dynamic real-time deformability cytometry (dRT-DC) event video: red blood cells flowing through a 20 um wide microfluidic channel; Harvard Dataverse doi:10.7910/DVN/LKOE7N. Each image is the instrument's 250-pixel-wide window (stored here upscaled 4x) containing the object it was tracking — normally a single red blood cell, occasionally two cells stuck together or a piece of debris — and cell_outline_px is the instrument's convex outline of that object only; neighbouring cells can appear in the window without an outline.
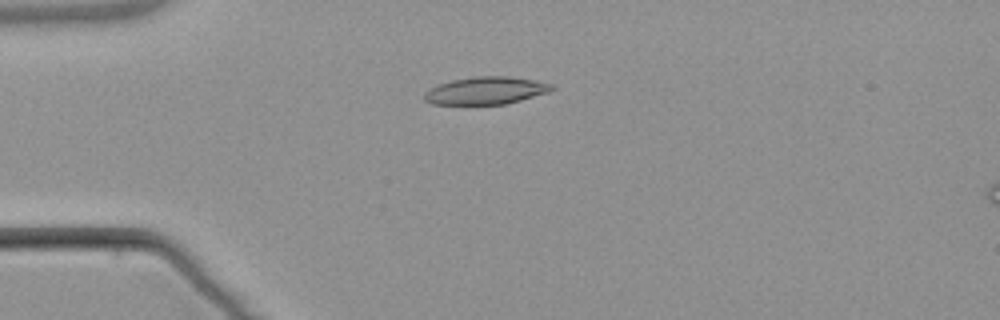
{"species": "common noctule bat (a hibernating species)", "species_latin": "Nyctalus noctula", "temperature_condition": "warm", "stored_images_in_passage": 6, "camera_frame_rate_fps": 3000, "um_per_image_px": 0.085, "animal": {"sex": "male", "body_mass_g": 21.5, "forearm_length_mm": 52.0}, "frame": {"image": 1, "passage_image": 4, "time_ms": 3.667, "image_size_px": [1000, 320], "cell_outline_px": [[556, 88], [548, 92], [520, 100], [504, 104], [432, 104], [424, 100], [424, 92], [436, 84], [452, 80], [476, 76], [508, 76], [532, 80], [552, 84]], "centroid_in_image_um": [41.26, 7.7], "position_along_channel_um": 43.7, "area_um2": 20.35}}
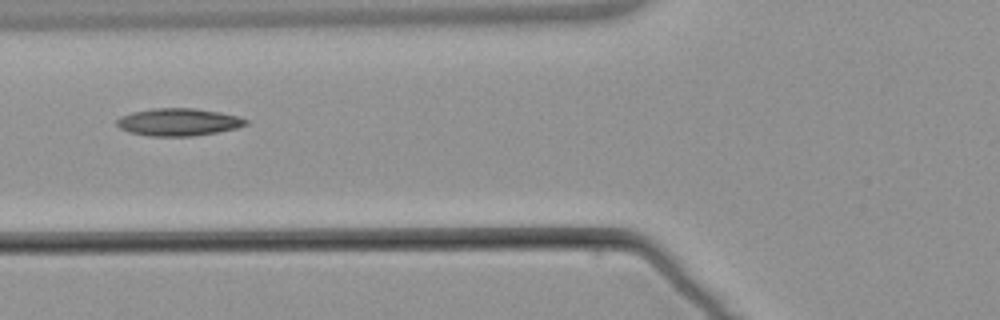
{"frame": {"image": 2, "passage_image": 6, "time_ms": 6.0, "image_size_px": [1000, 320], "cell_outline_px": [[248, 124], [236, 128], [216, 132], [192, 136], [148, 136], [128, 132], [120, 128], [116, 124], [116, 120], [120, 116], [132, 112], [152, 108], [196, 108], [220, 112], [240, 116], [248, 120]], "centroid_in_image_um": [15.16, 10.37], "position_along_channel_um": 110.6, "area_um2": 20.81}}